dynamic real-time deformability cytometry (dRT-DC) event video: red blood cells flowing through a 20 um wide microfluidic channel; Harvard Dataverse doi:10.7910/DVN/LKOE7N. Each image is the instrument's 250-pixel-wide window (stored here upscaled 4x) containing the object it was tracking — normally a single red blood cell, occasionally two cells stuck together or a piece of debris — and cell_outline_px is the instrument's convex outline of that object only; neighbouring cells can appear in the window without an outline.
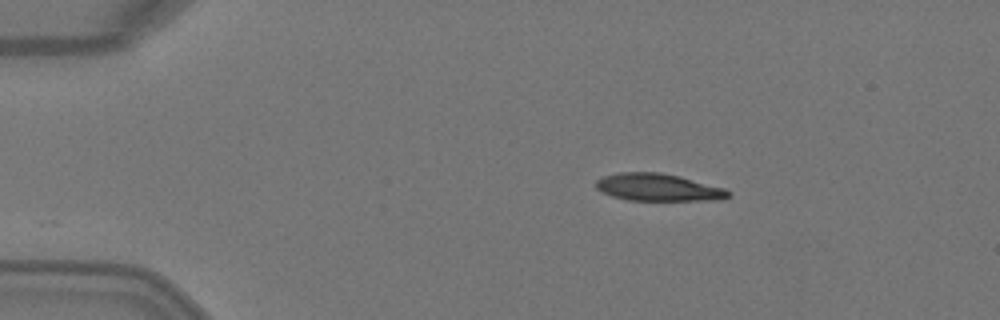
{"species": "Egyptian fruit bat (a non-hibernating species)", "species_latin": "Rousettus aegyptiacus", "temperature_condition": "warm", "stored_images_in_passage": 5, "camera_frame_rate_fps": 3000, "um_per_image_px": 0.085, "animal": {"sex": "female"}, "frame": {"image": 1, "passage_image": 1, "time_ms": 0.0, "image_size_px": [1000, 320], "cell_outline_px": [[732, 192], [728, 196], [720, 200], [628, 200], [612, 196], [596, 188], [596, 180], [604, 176], [620, 172], [660, 172], [680, 176], [724, 188]], "centroid_in_image_um": [55.95, 15.92], "position_along_channel_um": 29.0, "area_um2": 20.98}}
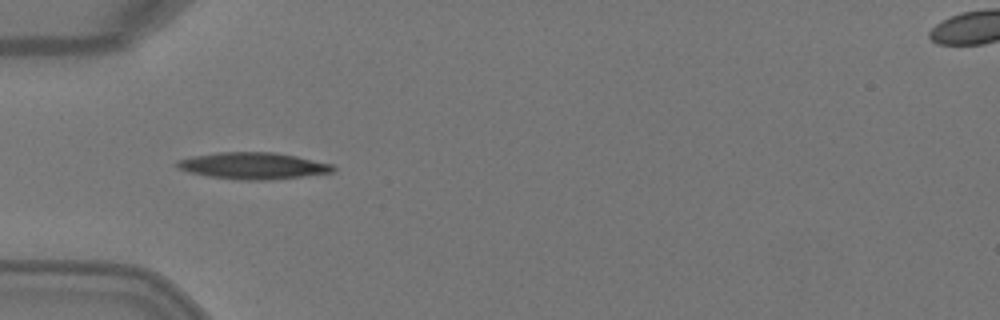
{"frame": {"image": 2, "passage_image": 3, "time_ms": 0.667, "image_size_px": [1000, 320], "cell_outline_px": [[336, 168], [332, 172], [304, 176], [268, 180], [240, 180], [208, 176], [188, 172], [176, 168], [172, 164], [176, 160], [192, 156], [216, 152], [276, 152], [296, 156], [332, 164]], "centroid_in_image_um": [21.44, 14.09], "position_along_channel_um": 63.6, "area_um2": 24.45}}